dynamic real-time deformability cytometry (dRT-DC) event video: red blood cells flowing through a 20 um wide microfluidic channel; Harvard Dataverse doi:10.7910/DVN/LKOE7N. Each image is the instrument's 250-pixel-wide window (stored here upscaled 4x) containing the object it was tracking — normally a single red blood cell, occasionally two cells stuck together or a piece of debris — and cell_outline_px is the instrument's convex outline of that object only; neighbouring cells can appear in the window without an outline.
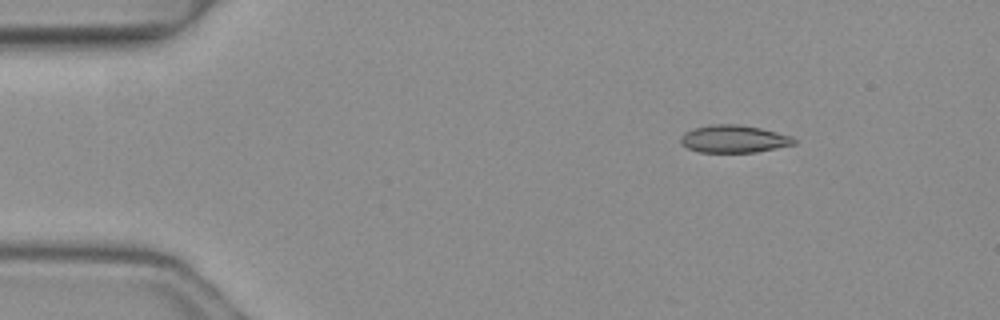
{"species": "common noctule bat (a hibernating species)", "species_latin": "Nyctalus noctula", "temperature_condition": "warm", "stored_images_in_passage": 3, "camera_frame_rate_fps": 3000, "um_per_image_px": 0.085, "animal": {"sex": "female", "body_mass_g": 19.3, "forearm_length_mm": 54.1}, "frame": {"image": 1, "passage_image": 1, "time_ms": 0.0, "image_size_px": [1000, 320], "cell_outline_px": [[796, 144], [756, 152], [700, 152], [688, 148], [680, 144], [680, 136], [684, 132], [692, 128], [712, 124], [736, 124], [760, 128], [792, 136], [796, 140]], "centroid_in_image_um": [62.35, 11.8], "position_along_channel_um": 22.7, "area_um2": 18.26}}